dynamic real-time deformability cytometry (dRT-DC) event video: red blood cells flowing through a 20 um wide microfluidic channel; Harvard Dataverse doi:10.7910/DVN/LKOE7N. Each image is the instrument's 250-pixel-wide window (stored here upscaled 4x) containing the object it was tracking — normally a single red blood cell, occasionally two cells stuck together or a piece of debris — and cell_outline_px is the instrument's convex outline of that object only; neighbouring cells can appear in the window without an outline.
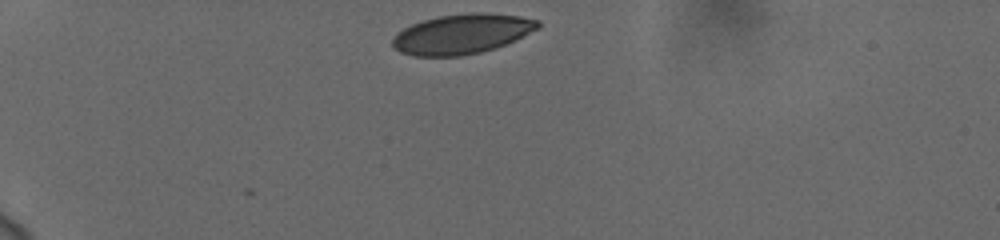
{"species": "human", "species_latin": "Homo sapiens", "temperature_condition": "cold", "stored_images_in_passage": 36, "camera_frame_rate_fps": 3000, "um_per_image_px": 0.085, "donor": {"sex": "female"}, "frame": {"image": 1, "passage_image": 1, "time_ms": 0.0, "image_size_px": [1000, 240], "cell_outline_px": [[540, 28], [516, 40], [496, 48], [480, 52], [460, 56], [412, 56], [400, 52], [392, 44], [392, 40], [396, 32], [412, 24], [424, 20], [440, 16], [468, 12], [484, 12], [520, 16], [540, 20]], "centroid_in_image_um": [39.29, 2.88], "position_along_channel_um": 45.7, "area_um2": 33.99}}
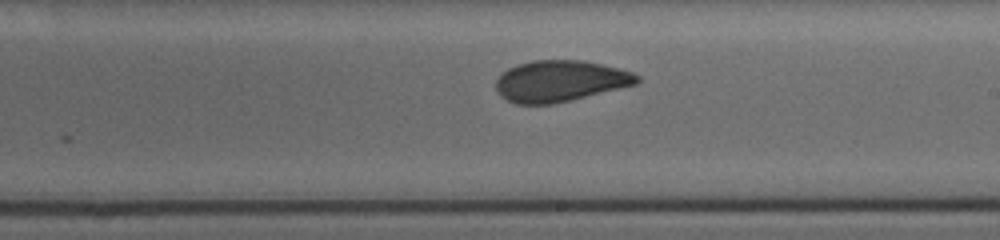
{"frame": {"image": 2, "passage_image": 21, "time_ms": 6.667, "image_size_px": [1000, 240], "cell_outline_px": [[640, 80], [636, 84], [552, 104], [516, 104], [500, 96], [496, 88], [496, 80], [508, 68], [516, 64], [532, 60], [584, 60], [604, 64], [620, 68], [632, 72], [640, 76]], "centroid_in_image_um": [47.61, 6.87], "position_along_channel_um": 241.4, "area_um2": 33.81}}
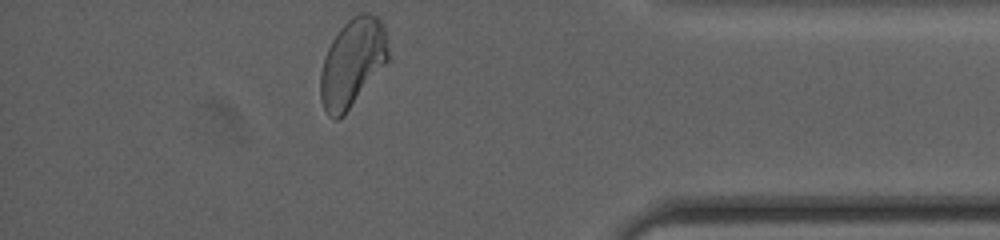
{"frame": {"image": 3, "passage_image": 36, "time_ms": 11.667, "image_size_px": [1000, 240], "cell_outline_px": [[388, 60], [344, 116], [336, 120], [328, 116], [320, 100], [320, 72], [324, 56], [332, 40], [340, 28], [352, 16], [360, 12], [372, 12], [380, 20], [384, 28], [388, 48]], "centroid_in_image_um": [29.93, 5.33], "position_along_channel_um": 405.3, "area_um2": 34.8}, "authors_computed_cell_mechanics": {"area_um2": 34.391, "velocity_mm_per_s": 3.7127, "shape_relaxation_time_tau1_ms": 10.8698, "shape_relaxation_time_tau2_ms": 1.2487, "deformation_change_tau1": 0.1772, "deformation_change_tau2": 0.063}}